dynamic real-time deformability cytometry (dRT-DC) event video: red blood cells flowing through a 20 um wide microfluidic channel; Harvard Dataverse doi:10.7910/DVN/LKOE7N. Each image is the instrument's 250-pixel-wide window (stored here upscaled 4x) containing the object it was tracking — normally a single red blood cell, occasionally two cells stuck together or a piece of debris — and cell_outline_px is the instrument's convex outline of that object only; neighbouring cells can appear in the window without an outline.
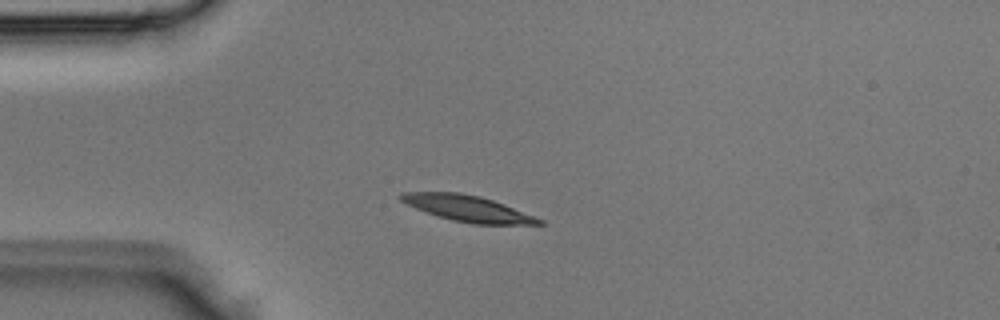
{"species": "Egyptian fruit bat (a non-hibernating species)", "species_latin": "Rousettus aegyptiacus", "temperature_condition": "room temperature", "stored_images_in_passage": 2, "camera_frame_rate_fps": 3000, "um_per_image_px": 0.085, "animal": {"sex": "male"}, "frame": {"image": 1, "passage_image": 2, "time_ms": 0.333, "image_size_px": [1000, 320], "cell_outline_px": [[544, 224], [472, 224], [452, 220], [436, 216], [416, 208], [400, 200], [396, 196], [400, 192], [460, 192], [480, 196], [504, 204], [544, 220]], "centroid_in_image_um": [39.71, 17.71], "position_along_channel_um": 45.3, "area_um2": 20.92}}